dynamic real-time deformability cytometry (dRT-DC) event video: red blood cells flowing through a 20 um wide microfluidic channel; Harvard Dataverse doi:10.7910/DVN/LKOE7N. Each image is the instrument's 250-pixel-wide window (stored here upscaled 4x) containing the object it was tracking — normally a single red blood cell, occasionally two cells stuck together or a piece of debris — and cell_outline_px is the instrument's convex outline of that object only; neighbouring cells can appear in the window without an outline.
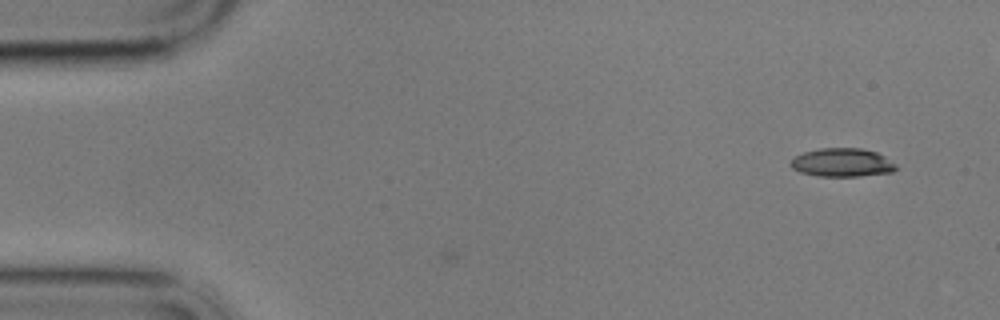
{"species": "common noctule bat (a hibernating species)", "species_latin": "Nyctalus noctula", "temperature_condition": "cold", "stored_images_in_passage": 2, "camera_frame_rate_fps": 3000, "um_per_image_px": 0.085, "animal": {"sex": "male", "body_mass_g": 17.9}, "frame": {"image": 1, "passage_image": 1, "time_ms": 0.0, "image_size_px": [1000, 320], "cell_outline_px": [[900, 168], [892, 172], [860, 176], [820, 176], [800, 172], [792, 168], [788, 164], [796, 156], [804, 152], [820, 148], [860, 148], [876, 152], [884, 156], [896, 164]], "centroid_in_image_um": [71.6, 13.82], "position_along_channel_um": 13.4, "area_um2": 17.51}}